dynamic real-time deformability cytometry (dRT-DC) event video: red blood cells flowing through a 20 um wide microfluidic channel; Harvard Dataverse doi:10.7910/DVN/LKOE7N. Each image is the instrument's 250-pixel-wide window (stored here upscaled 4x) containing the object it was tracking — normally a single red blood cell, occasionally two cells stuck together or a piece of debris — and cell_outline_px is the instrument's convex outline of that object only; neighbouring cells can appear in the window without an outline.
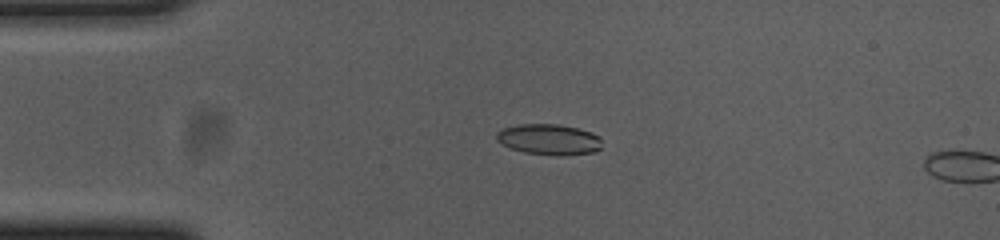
{"species": "common noctule bat (a hibernating species)", "species_latin": "Nyctalus noctula", "temperature_condition": "cold", "stored_images_in_passage": 15, "camera_frame_rate_fps": 3000, "um_per_image_px": 0.085, "animal": {"sex": "female", "body_mass_g": 23.0, "forearm_length_mm": 53.4}, "frame": {"image": 1, "passage_image": 13, "time_ms": 4.0, "image_size_px": [1000, 240], "cell_outline_px": [[600, 148], [596, 152], [524, 152], [512, 148], [496, 140], [496, 132], [504, 128], [520, 124], [556, 124], [576, 128], [600, 136]], "centroid_in_image_um": [46.61, 11.79], "position_along_channel_um": 38.4, "area_um2": 17.63}}